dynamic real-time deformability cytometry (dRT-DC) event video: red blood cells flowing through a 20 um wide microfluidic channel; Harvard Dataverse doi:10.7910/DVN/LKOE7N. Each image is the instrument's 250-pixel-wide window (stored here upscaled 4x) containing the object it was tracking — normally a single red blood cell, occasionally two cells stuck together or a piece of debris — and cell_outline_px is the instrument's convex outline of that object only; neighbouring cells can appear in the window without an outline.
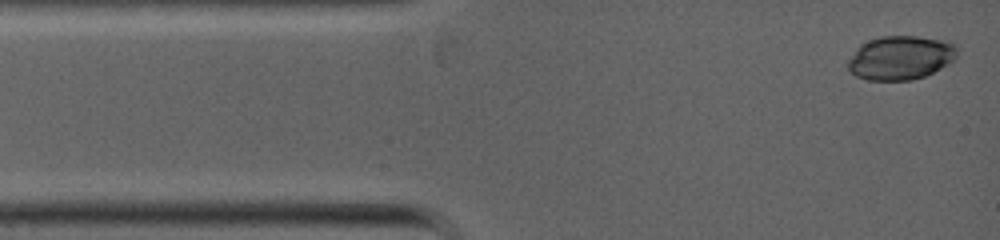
{"species": "common noctule bat (a hibernating species)", "species_latin": "Nyctalus noctula", "temperature_condition": "warm", "stored_images_in_passage": 27, "camera_frame_rate_fps": 5000, "um_per_image_px": 0.085, "animal": {"sex": "female", "body_mass_g": 19.0, "forearm_length_mm": 53.3}, "frame": {"image": 1, "passage_image": 1, "time_ms": 0.0, "image_size_px": [1000, 240], "cell_outline_px": [[956, 56], [948, 64], [924, 76], [912, 80], [868, 80], [856, 76], [848, 68], [848, 60], [856, 48], [860, 44], [880, 36], [916, 36], [948, 40], [956, 44]], "centroid_in_image_um": [76.54, 4.89], "position_along_channel_um": 8.5, "area_um2": 27.92}}
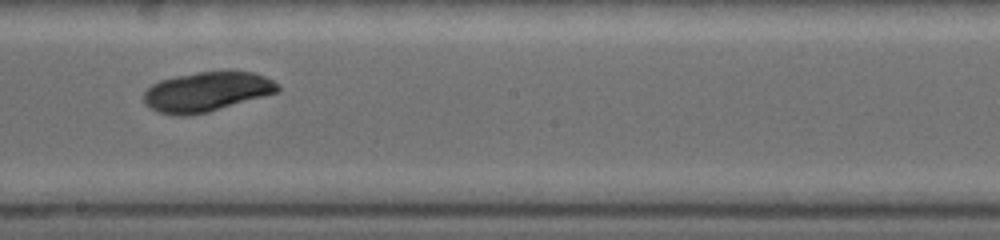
{"frame": {"image": 2, "passage_image": 16, "time_ms": 5.6, "image_size_px": [1000, 240], "cell_outline_px": [[280, 92], [208, 112], [188, 116], [172, 116], [156, 112], [144, 104], [144, 92], [152, 84], [160, 80], [176, 76], [196, 72], [256, 72], [272, 80], [280, 88]], "centroid_in_image_um": [17.54, 7.82], "position_along_channel_um": 230.7, "area_um2": 31.1}}
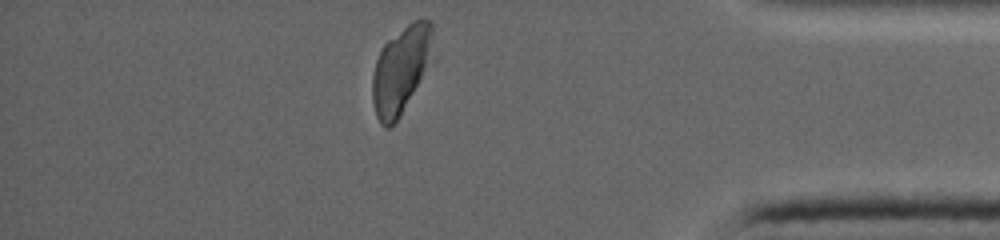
{"frame": {"image": 3, "passage_image": 27, "time_ms": 9.6, "image_size_px": [1000, 240], "cell_outline_px": [[432, 36], [424, 64], [420, 76], [400, 116], [388, 128], [384, 128], [380, 124], [376, 116], [372, 100], [372, 76], [376, 60], [384, 44], [388, 40], [412, 20], [428, 20], [432, 24]], "centroid_in_image_um": [33.96, 5.95], "position_along_channel_um": 401.2, "area_um2": 28.96}}